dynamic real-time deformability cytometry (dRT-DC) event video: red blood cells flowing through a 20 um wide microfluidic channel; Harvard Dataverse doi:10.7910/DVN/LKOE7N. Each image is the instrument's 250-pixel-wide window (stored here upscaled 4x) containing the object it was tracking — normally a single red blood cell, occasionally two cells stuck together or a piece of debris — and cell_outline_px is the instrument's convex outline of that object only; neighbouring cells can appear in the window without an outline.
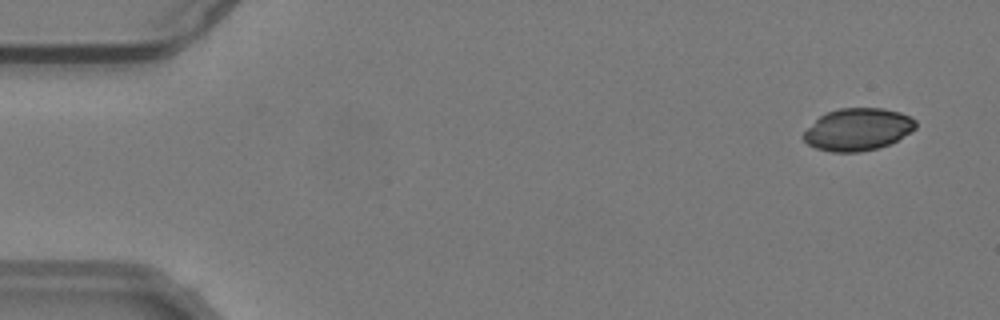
{"species": "common noctule bat (a hibernating species)", "species_latin": "Nyctalus noctula", "temperature_condition": "warm", "stored_images_in_passage": 52, "camera_frame_rate_fps": 3000, "um_per_image_px": 0.085, "animal": {"sex": "male", "body_mass_g": 19.2, "forearm_length_mm": 51.8}, "frame": {"image": 1, "passage_image": 1, "time_ms": 0.0, "image_size_px": [1000, 320], "cell_outline_px": [[916, 128], [896, 140], [888, 144], [876, 148], [860, 152], [832, 152], [816, 148], [808, 144], [804, 140], [804, 132], [820, 116], [828, 112], [840, 108], [884, 108], [900, 112], [916, 120]], "centroid_in_image_um": [72.92, 11.0], "position_along_channel_um": 12.1, "area_um2": 27.28}}
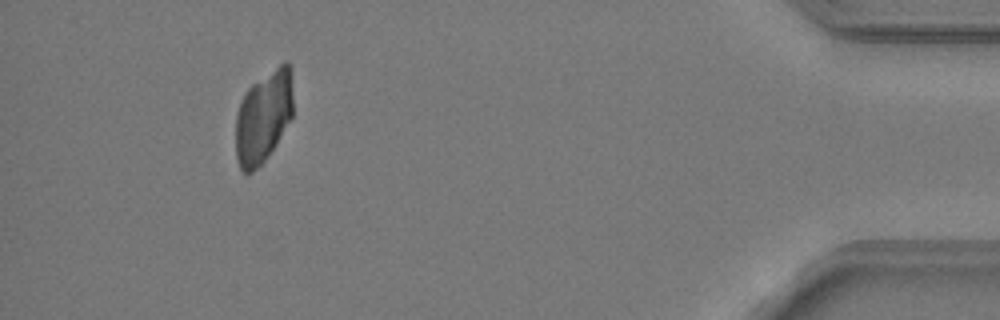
{"frame": {"image": 2, "passage_image": 48, "time_ms": 15.667, "image_size_px": [1000, 320], "cell_outline_px": [[292, 116], [276, 144], [264, 160], [252, 172], [244, 172], [240, 168], [236, 156], [236, 112], [240, 100], [248, 88], [252, 84], [284, 60], [288, 60], [292, 68]], "centroid_in_image_um": [22.39, 9.87], "position_along_channel_um": 412.8, "area_um2": 30.92}}